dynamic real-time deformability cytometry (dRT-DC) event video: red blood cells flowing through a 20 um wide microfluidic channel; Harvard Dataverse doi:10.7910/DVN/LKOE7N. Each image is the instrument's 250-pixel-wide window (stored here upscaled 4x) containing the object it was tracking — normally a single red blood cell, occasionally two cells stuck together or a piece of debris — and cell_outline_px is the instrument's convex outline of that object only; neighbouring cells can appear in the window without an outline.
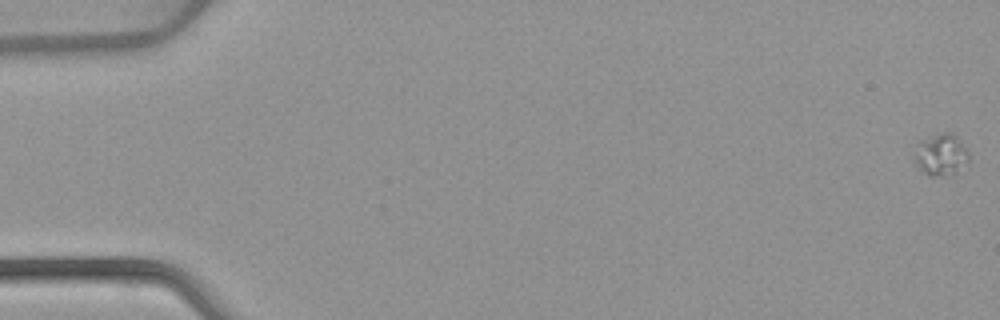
{"species": "common noctule bat (a hibernating species)", "species_latin": "Nyctalus noctula", "temperature_condition": "warm", "stored_images_in_passage": 54, "camera_frame_rate_fps": 3000, "um_per_image_px": 0.085, "animal": {"sex": "female", "body_mass_g": 22.7, "forearm_length_mm": 54.2}, "frame": {"image": 1, "passage_image": 1, "time_ms": 0.0, "image_size_px": [1000, 320], "cell_outline_px": [[968, 164], [956, 172], [932, 176], [928, 176], [916, 164], [912, 156], [920, 140], [944, 132], [952, 132], [968, 148]], "centroid_in_image_um": [79.99, 13.13], "position_along_channel_um": 5.0, "area_um2": 13.24}}
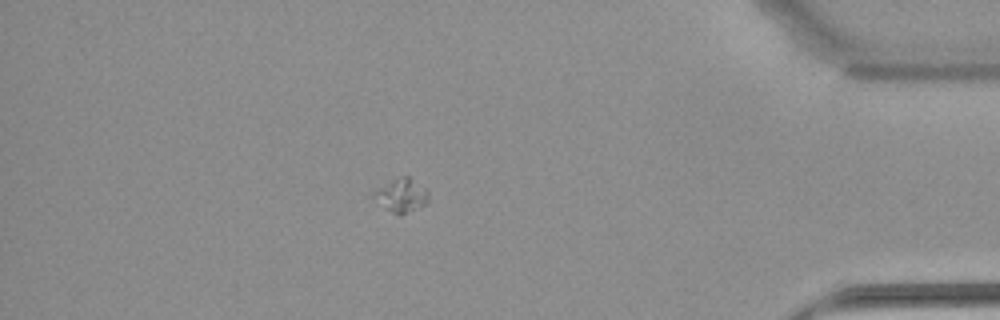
{"frame": {"image": 2, "passage_image": 47, "time_ms": 15.333, "image_size_px": [1000, 320], "cell_outline_px": [[428, 200], [424, 204], [400, 216], [392, 212], [372, 196], [380, 188], [400, 176], [408, 176], [424, 188], [428, 192]], "centroid_in_image_um": [34.16, 16.61], "position_along_channel_um": 401.0, "area_um2": 10.0}}
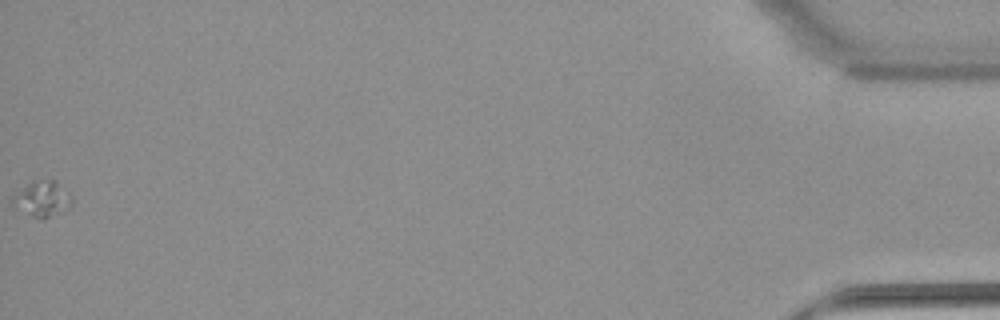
{"frame": {"image": 3, "passage_image": 54, "time_ms": 17.667, "image_size_px": [1000, 320], "cell_outline_px": [[72, 204], [68, 208], [48, 216], [36, 216], [12, 204], [12, 196], [32, 180], [56, 180], [72, 196]], "centroid_in_image_um": [3.63, 16.82], "position_along_channel_um": 431.6, "area_um2": 11.62}}